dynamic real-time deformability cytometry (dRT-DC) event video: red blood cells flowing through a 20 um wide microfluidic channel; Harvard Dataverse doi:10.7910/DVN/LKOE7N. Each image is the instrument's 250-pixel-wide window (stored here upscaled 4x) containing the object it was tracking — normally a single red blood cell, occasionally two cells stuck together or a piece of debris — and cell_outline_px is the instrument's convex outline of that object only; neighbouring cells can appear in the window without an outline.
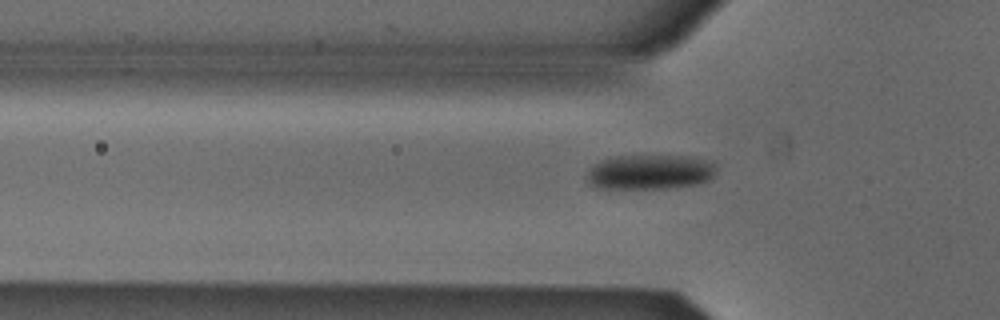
{"species": "Egyptian fruit bat (a non-hibernating species)", "species_latin": "Rousettus aegyptiacus", "temperature_condition": "cold", "stored_images_in_passage": 37, "camera_frame_rate_fps": 3000, "um_per_image_px": 0.085, "animal": {"sex": "male"}, "frame": {"image": 1, "passage_image": 8, "time_ms": 2.333, "image_size_px": [1000, 320], "cell_outline_px": [[716, 172], [708, 180], [696, 184], [668, 188], [596, 188], [588, 180], [588, 172], [600, 160], [616, 156], [692, 156], [712, 160], [716, 164]], "centroid_in_image_um": [55.32, 14.61], "position_along_channel_um": 70.5, "area_um2": 26.18}}
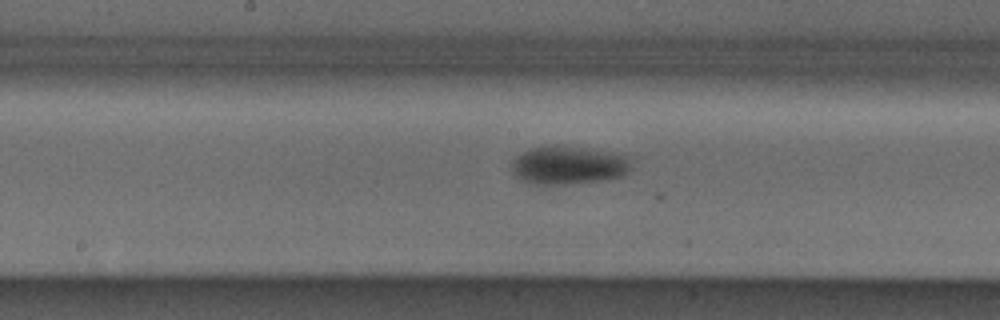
{"frame": {"image": 2, "passage_image": 18, "time_ms": 5.667, "image_size_px": [1000, 320], "cell_outline_px": [[628, 172], [620, 176], [608, 180], [564, 184], [528, 184], [520, 180], [512, 172], [512, 160], [516, 156], [532, 148], [544, 144], [556, 144], [588, 148], [628, 156]], "centroid_in_image_um": [48.24, 14.03], "position_along_channel_um": 200.0, "area_um2": 26.93}}
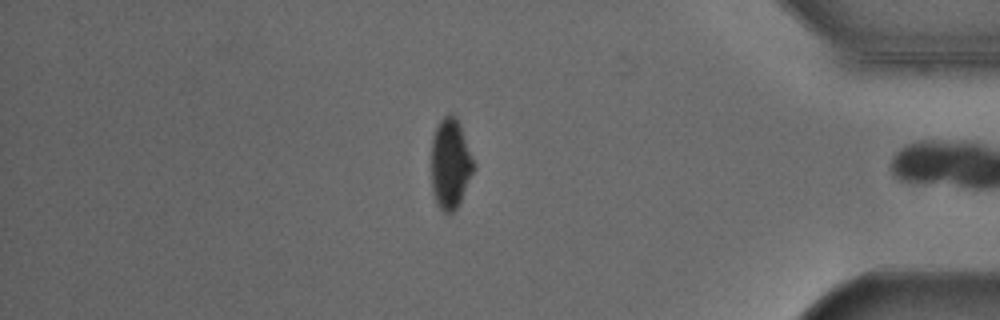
{"frame": {"image": 3, "passage_image": 36, "time_ms": 11.667, "image_size_px": [1000, 320], "cell_outline_px": [[476, 168], [456, 208], [448, 216], [436, 204], [432, 192], [432, 136], [436, 124], [444, 116], [452, 112], [456, 116], [476, 164]], "centroid_in_image_um": [38.28, 13.9], "position_along_channel_um": 396.9, "area_um2": 22.54}, "authors_computed_cell_mechanics": {"area_um2": 26.588, "velocity_mm_per_s": 3.8788, "shape_relaxation_time_tau1_ms": 2.9088, "shape_relaxation_time_tau2_ms": null, "deformation_change_tau1": 0.0979, "deformation_change_tau2": null}}